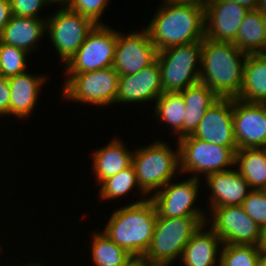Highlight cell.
I'll return each instance as SVG.
<instances>
[{
  "label": "cell",
  "instance_id": "obj_43",
  "mask_svg": "<svg viewBox=\"0 0 266 266\" xmlns=\"http://www.w3.org/2000/svg\"><path fill=\"white\" fill-rule=\"evenodd\" d=\"M257 10L259 12H266V0H260Z\"/></svg>",
  "mask_w": 266,
  "mask_h": 266
},
{
  "label": "cell",
  "instance_id": "obj_6",
  "mask_svg": "<svg viewBox=\"0 0 266 266\" xmlns=\"http://www.w3.org/2000/svg\"><path fill=\"white\" fill-rule=\"evenodd\" d=\"M201 48L202 41H196L158 51L163 92H181L200 82Z\"/></svg>",
  "mask_w": 266,
  "mask_h": 266
},
{
  "label": "cell",
  "instance_id": "obj_29",
  "mask_svg": "<svg viewBox=\"0 0 266 266\" xmlns=\"http://www.w3.org/2000/svg\"><path fill=\"white\" fill-rule=\"evenodd\" d=\"M220 266H260V246L223 244Z\"/></svg>",
  "mask_w": 266,
  "mask_h": 266
},
{
  "label": "cell",
  "instance_id": "obj_45",
  "mask_svg": "<svg viewBox=\"0 0 266 266\" xmlns=\"http://www.w3.org/2000/svg\"><path fill=\"white\" fill-rule=\"evenodd\" d=\"M32 263V264H31ZM31 263H28V264H24L23 266H41V264H39V262L38 263H36V262H31ZM20 266V265H19Z\"/></svg>",
  "mask_w": 266,
  "mask_h": 266
},
{
  "label": "cell",
  "instance_id": "obj_10",
  "mask_svg": "<svg viewBox=\"0 0 266 266\" xmlns=\"http://www.w3.org/2000/svg\"><path fill=\"white\" fill-rule=\"evenodd\" d=\"M60 8L52 17L46 18V31L49 33L52 46L66 65L96 24L90 18L68 7Z\"/></svg>",
  "mask_w": 266,
  "mask_h": 266
},
{
  "label": "cell",
  "instance_id": "obj_2",
  "mask_svg": "<svg viewBox=\"0 0 266 266\" xmlns=\"http://www.w3.org/2000/svg\"><path fill=\"white\" fill-rule=\"evenodd\" d=\"M145 28L158 51L173 46L203 41L205 38V8L174 4L163 0Z\"/></svg>",
  "mask_w": 266,
  "mask_h": 266
},
{
  "label": "cell",
  "instance_id": "obj_15",
  "mask_svg": "<svg viewBox=\"0 0 266 266\" xmlns=\"http://www.w3.org/2000/svg\"><path fill=\"white\" fill-rule=\"evenodd\" d=\"M248 12L238 3L208 0L205 7V38L214 42L234 43Z\"/></svg>",
  "mask_w": 266,
  "mask_h": 266
},
{
  "label": "cell",
  "instance_id": "obj_16",
  "mask_svg": "<svg viewBox=\"0 0 266 266\" xmlns=\"http://www.w3.org/2000/svg\"><path fill=\"white\" fill-rule=\"evenodd\" d=\"M233 127L238 149L266 148V113L261 104L233 98Z\"/></svg>",
  "mask_w": 266,
  "mask_h": 266
},
{
  "label": "cell",
  "instance_id": "obj_33",
  "mask_svg": "<svg viewBox=\"0 0 266 266\" xmlns=\"http://www.w3.org/2000/svg\"><path fill=\"white\" fill-rule=\"evenodd\" d=\"M108 2L109 0H72L68 8L90 18L95 24H104L99 21H101L100 17L104 14Z\"/></svg>",
  "mask_w": 266,
  "mask_h": 266
},
{
  "label": "cell",
  "instance_id": "obj_44",
  "mask_svg": "<svg viewBox=\"0 0 266 266\" xmlns=\"http://www.w3.org/2000/svg\"><path fill=\"white\" fill-rule=\"evenodd\" d=\"M260 14H261L262 23L264 24L266 30V12H260Z\"/></svg>",
  "mask_w": 266,
  "mask_h": 266
},
{
  "label": "cell",
  "instance_id": "obj_37",
  "mask_svg": "<svg viewBox=\"0 0 266 266\" xmlns=\"http://www.w3.org/2000/svg\"><path fill=\"white\" fill-rule=\"evenodd\" d=\"M174 4L190 5L205 8L208 0H168Z\"/></svg>",
  "mask_w": 266,
  "mask_h": 266
},
{
  "label": "cell",
  "instance_id": "obj_35",
  "mask_svg": "<svg viewBox=\"0 0 266 266\" xmlns=\"http://www.w3.org/2000/svg\"><path fill=\"white\" fill-rule=\"evenodd\" d=\"M10 92L8 78L0 76V116H9Z\"/></svg>",
  "mask_w": 266,
  "mask_h": 266
},
{
  "label": "cell",
  "instance_id": "obj_46",
  "mask_svg": "<svg viewBox=\"0 0 266 266\" xmlns=\"http://www.w3.org/2000/svg\"><path fill=\"white\" fill-rule=\"evenodd\" d=\"M260 104L262 105V107H263V109L265 110V113H266V101H263Z\"/></svg>",
  "mask_w": 266,
  "mask_h": 266
},
{
  "label": "cell",
  "instance_id": "obj_8",
  "mask_svg": "<svg viewBox=\"0 0 266 266\" xmlns=\"http://www.w3.org/2000/svg\"><path fill=\"white\" fill-rule=\"evenodd\" d=\"M66 75L62 97L67 101L98 107L116 104L119 74L115 68Z\"/></svg>",
  "mask_w": 266,
  "mask_h": 266
},
{
  "label": "cell",
  "instance_id": "obj_19",
  "mask_svg": "<svg viewBox=\"0 0 266 266\" xmlns=\"http://www.w3.org/2000/svg\"><path fill=\"white\" fill-rule=\"evenodd\" d=\"M45 76H37L27 72L8 78L10 87L9 115L19 118V121L28 117L36 107L37 96L41 92Z\"/></svg>",
  "mask_w": 266,
  "mask_h": 266
},
{
  "label": "cell",
  "instance_id": "obj_14",
  "mask_svg": "<svg viewBox=\"0 0 266 266\" xmlns=\"http://www.w3.org/2000/svg\"><path fill=\"white\" fill-rule=\"evenodd\" d=\"M193 137L238 150L233 127V98H219L206 111Z\"/></svg>",
  "mask_w": 266,
  "mask_h": 266
},
{
  "label": "cell",
  "instance_id": "obj_42",
  "mask_svg": "<svg viewBox=\"0 0 266 266\" xmlns=\"http://www.w3.org/2000/svg\"><path fill=\"white\" fill-rule=\"evenodd\" d=\"M260 249H266V228L263 229L262 241H261V244H260Z\"/></svg>",
  "mask_w": 266,
  "mask_h": 266
},
{
  "label": "cell",
  "instance_id": "obj_1",
  "mask_svg": "<svg viewBox=\"0 0 266 266\" xmlns=\"http://www.w3.org/2000/svg\"><path fill=\"white\" fill-rule=\"evenodd\" d=\"M246 57L247 54L234 43L214 42L204 38L200 82L219 98H237L243 83Z\"/></svg>",
  "mask_w": 266,
  "mask_h": 266
},
{
  "label": "cell",
  "instance_id": "obj_30",
  "mask_svg": "<svg viewBox=\"0 0 266 266\" xmlns=\"http://www.w3.org/2000/svg\"><path fill=\"white\" fill-rule=\"evenodd\" d=\"M137 179L133 165L117 173L115 176L109 177L104 180L99 186L100 199L103 200L122 198L130 192L135 186H137Z\"/></svg>",
  "mask_w": 266,
  "mask_h": 266
},
{
  "label": "cell",
  "instance_id": "obj_40",
  "mask_svg": "<svg viewBox=\"0 0 266 266\" xmlns=\"http://www.w3.org/2000/svg\"><path fill=\"white\" fill-rule=\"evenodd\" d=\"M49 5L58 3L60 4L62 7H68L70 5V3L72 2V0H48Z\"/></svg>",
  "mask_w": 266,
  "mask_h": 266
},
{
  "label": "cell",
  "instance_id": "obj_23",
  "mask_svg": "<svg viewBox=\"0 0 266 266\" xmlns=\"http://www.w3.org/2000/svg\"><path fill=\"white\" fill-rule=\"evenodd\" d=\"M237 99L259 104L266 101V53L247 55L243 83Z\"/></svg>",
  "mask_w": 266,
  "mask_h": 266
},
{
  "label": "cell",
  "instance_id": "obj_38",
  "mask_svg": "<svg viewBox=\"0 0 266 266\" xmlns=\"http://www.w3.org/2000/svg\"><path fill=\"white\" fill-rule=\"evenodd\" d=\"M238 3L241 6L246 7L248 10H257L260 0H221Z\"/></svg>",
  "mask_w": 266,
  "mask_h": 266
},
{
  "label": "cell",
  "instance_id": "obj_47",
  "mask_svg": "<svg viewBox=\"0 0 266 266\" xmlns=\"http://www.w3.org/2000/svg\"><path fill=\"white\" fill-rule=\"evenodd\" d=\"M0 76H2V65H1V57H0Z\"/></svg>",
  "mask_w": 266,
  "mask_h": 266
},
{
  "label": "cell",
  "instance_id": "obj_12",
  "mask_svg": "<svg viewBox=\"0 0 266 266\" xmlns=\"http://www.w3.org/2000/svg\"><path fill=\"white\" fill-rule=\"evenodd\" d=\"M200 180L191 177L183 182L174 183L172 181L164 185L159 191L149 198L155 204L159 217L178 218L186 216H205L198 207H194Z\"/></svg>",
  "mask_w": 266,
  "mask_h": 266
},
{
  "label": "cell",
  "instance_id": "obj_20",
  "mask_svg": "<svg viewBox=\"0 0 266 266\" xmlns=\"http://www.w3.org/2000/svg\"><path fill=\"white\" fill-rule=\"evenodd\" d=\"M205 226L206 223L185 245L180 258L183 266H220L219 245H223L222 240L210 227L208 231L204 229ZM217 256H219L218 259Z\"/></svg>",
  "mask_w": 266,
  "mask_h": 266
},
{
  "label": "cell",
  "instance_id": "obj_13",
  "mask_svg": "<svg viewBox=\"0 0 266 266\" xmlns=\"http://www.w3.org/2000/svg\"><path fill=\"white\" fill-rule=\"evenodd\" d=\"M129 33L123 35L117 31V43L113 68L119 76L139 72L157 60L158 50L152 43L148 31Z\"/></svg>",
  "mask_w": 266,
  "mask_h": 266
},
{
  "label": "cell",
  "instance_id": "obj_34",
  "mask_svg": "<svg viewBox=\"0 0 266 266\" xmlns=\"http://www.w3.org/2000/svg\"><path fill=\"white\" fill-rule=\"evenodd\" d=\"M12 14L20 17L41 18L39 11L48 0H10Z\"/></svg>",
  "mask_w": 266,
  "mask_h": 266
},
{
  "label": "cell",
  "instance_id": "obj_41",
  "mask_svg": "<svg viewBox=\"0 0 266 266\" xmlns=\"http://www.w3.org/2000/svg\"><path fill=\"white\" fill-rule=\"evenodd\" d=\"M260 266H266V249H260Z\"/></svg>",
  "mask_w": 266,
  "mask_h": 266
},
{
  "label": "cell",
  "instance_id": "obj_26",
  "mask_svg": "<svg viewBox=\"0 0 266 266\" xmlns=\"http://www.w3.org/2000/svg\"><path fill=\"white\" fill-rule=\"evenodd\" d=\"M234 44L247 55L266 53V30L258 10L245 15Z\"/></svg>",
  "mask_w": 266,
  "mask_h": 266
},
{
  "label": "cell",
  "instance_id": "obj_27",
  "mask_svg": "<svg viewBox=\"0 0 266 266\" xmlns=\"http://www.w3.org/2000/svg\"><path fill=\"white\" fill-rule=\"evenodd\" d=\"M155 102L156 119L170 125L178 139L183 137V120L186 109L182 94L180 92H163Z\"/></svg>",
  "mask_w": 266,
  "mask_h": 266
},
{
  "label": "cell",
  "instance_id": "obj_17",
  "mask_svg": "<svg viewBox=\"0 0 266 266\" xmlns=\"http://www.w3.org/2000/svg\"><path fill=\"white\" fill-rule=\"evenodd\" d=\"M162 93L161 71L156 60L137 73L119 76L116 103L156 101Z\"/></svg>",
  "mask_w": 266,
  "mask_h": 266
},
{
  "label": "cell",
  "instance_id": "obj_11",
  "mask_svg": "<svg viewBox=\"0 0 266 266\" xmlns=\"http://www.w3.org/2000/svg\"><path fill=\"white\" fill-rule=\"evenodd\" d=\"M206 220L223 244L260 246L263 230L244 212L241 205L215 207Z\"/></svg>",
  "mask_w": 266,
  "mask_h": 266
},
{
  "label": "cell",
  "instance_id": "obj_31",
  "mask_svg": "<svg viewBox=\"0 0 266 266\" xmlns=\"http://www.w3.org/2000/svg\"><path fill=\"white\" fill-rule=\"evenodd\" d=\"M29 53L0 41V57L2 65V76L9 78L26 72V56Z\"/></svg>",
  "mask_w": 266,
  "mask_h": 266
},
{
  "label": "cell",
  "instance_id": "obj_32",
  "mask_svg": "<svg viewBox=\"0 0 266 266\" xmlns=\"http://www.w3.org/2000/svg\"><path fill=\"white\" fill-rule=\"evenodd\" d=\"M241 206L249 218L262 230L266 228V193L264 190H252Z\"/></svg>",
  "mask_w": 266,
  "mask_h": 266
},
{
  "label": "cell",
  "instance_id": "obj_22",
  "mask_svg": "<svg viewBox=\"0 0 266 266\" xmlns=\"http://www.w3.org/2000/svg\"><path fill=\"white\" fill-rule=\"evenodd\" d=\"M120 139H112L109 144L94 151L92 169L97 184H101L109 177L115 176L120 171L132 164L133 152L126 149Z\"/></svg>",
  "mask_w": 266,
  "mask_h": 266
},
{
  "label": "cell",
  "instance_id": "obj_7",
  "mask_svg": "<svg viewBox=\"0 0 266 266\" xmlns=\"http://www.w3.org/2000/svg\"><path fill=\"white\" fill-rule=\"evenodd\" d=\"M177 141L180 159L179 173H193L192 177L199 179L201 174L206 177L215 172L228 170V166L232 167L233 164L235 166L236 152L230 147L212 144L193 137L191 134Z\"/></svg>",
  "mask_w": 266,
  "mask_h": 266
},
{
  "label": "cell",
  "instance_id": "obj_24",
  "mask_svg": "<svg viewBox=\"0 0 266 266\" xmlns=\"http://www.w3.org/2000/svg\"><path fill=\"white\" fill-rule=\"evenodd\" d=\"M180 93L183 96L186 109L183 120V136H186L195 131L207 109L219 97L201 82L187 87Z\"/></svg>",
  "mask_w": 266,
  "mask_h": 266
},
{
  "label": "cell",
  "instance_id": "obj_39",
  "mask_svg": "<svg viewBox=\"0 0 266 266\" xmlns=\"http://www.w3.org/2000/svg\"><path fill=\"white\" fill-rule=\"evenodd\" d=\"M127 266H157L143 258H134Z\"/></svg>",
  "mask_w": 266,
  "mask_h": 266
},
{
  "label": "cell",
  "instance_id": "obj_21",
  "mask_svg": "<svg viewBox=\"0 0 266 266\" xmlns=\"http://www.w3.org/2000/svg\"><path fill=\"white\" fill-rule=\"evenodd\" d=\"M45 33H47L46 19L12 15L4 27L0 41L30 53L37 49L38 41Z\"/></svg>",
  "mask_w": 266,
  "mask_h": 266
},
{
  "label": "cell",
  "instance_id": "obj_9",
  "mask_svg": "<svg viewBox=\"0 0 266 266\" xmlns=\"http://www.w3.org/2000/svg\"><path fill=\"white\" fill-rule=\"evenodd\" d=\"M117 30L96 24L75 55L64 65L66 74H77L113 66Z\"/></svg>",
  "mask_w": 266,
  "mask_h": 266
},
{
  "label": "cell",
  "instance_id": "obj_28",
  "mask_svg": "<svg viewBox=\"0 0 266 266\" xmlns=\"http://www.w3.org/2000/svg\"><path fill=\"white\" fill-rule=\"evenodd\" d=\"M92 259L95 266H127L134 257L103 232L92 236Z\"/></svg>",
  "mask_w": 266,
  "mask_h": 266
},
{
  "label": "cell",
  "instance_id": "obj_36",
  "mask_svg": "<svg viewBox=\"0 0 266 266\" xmlns=\"http://www.w3.org/2000/svg\"><path fill=\"white\" fill-rule=\"evenodd\" d=\"M12 15L10 0H0V36Z\"/></svg>",
  "mask_w": 266,
  "mask_h": 266
},
{
  "label": "cell",
  "instance_id": "obj_3",
  "mask_svg": "<svg viewBox=\"0 0 266 266\" xmlns=\"http://www.w3.org/2000/svg\"><path fill=\"white\" fill-rule=\"evenodd\" d=\"M157 216L153 201L141 198L114 210L102 232L134 258H142L151 244Z\"/></svg>",
  "mask_w": 266,
  "mask_h": 266
},
{
  "label": "cell",
  "instance_id": "obj_4",
  "mask_svg": "<svg viewBox=\"0 0 266 266\" xmlns=\"http://www.w3.org/2000/svg\"><path fill=\"white\" fill-rule=\"evenodd\" d=\"M207 216L167 218L157 216L151 244L142 257L157 266L180 259L190 238L206 223Z\"/></svg>",
  "mask_w": 266,
  "mask_h": 266
},
{
  "label": "cell",
  "instance_id": "obj_5",
  "mask_svg": "<svg viewBox=\"0 0 266 266\" xmlns=\"http://www.w3.org/2000/svg\"><path fill=\"white\" fill-rule=\"evenodd\" d=\"M167 145V142L156 140L151 145L133 151L132 165L143 196L159 191L180 170L179 146L175 152Z\"/></svg>",
  "mask_w": 266,
  "mask_h": 266
},
{
  "label": "cell",
  "instance_id": "obj_25",
  "mask_svg": "<svg viewBox=\"0 0 266 266\" xmlns=\"http://www.w3.org/2000/svg\"><path fill=\"white\" fill-rule=\"evenodd\" d=\"M235 166L252 190L266 189V148L238 149Z\"/></svg>",
  "mask_w": 266,
  "mask_h": 266
},
{
  "label": "cell",
  "instance_id": "obj_18",
  "mask_svg": "<svg viewBox=\"0 0 266 266\" xmlns=\"http://www.w3.org/2000/svg\"><path fill=\"white\" fill-rule=\"evenodd\" d=\"M211 190L209 209L221 206L241 205L252 191L247 180L237 169L215 172L204 177Z\"/></svg>",
  "mask_w": 266,
  "mask_h": 266
}]
</instances>
